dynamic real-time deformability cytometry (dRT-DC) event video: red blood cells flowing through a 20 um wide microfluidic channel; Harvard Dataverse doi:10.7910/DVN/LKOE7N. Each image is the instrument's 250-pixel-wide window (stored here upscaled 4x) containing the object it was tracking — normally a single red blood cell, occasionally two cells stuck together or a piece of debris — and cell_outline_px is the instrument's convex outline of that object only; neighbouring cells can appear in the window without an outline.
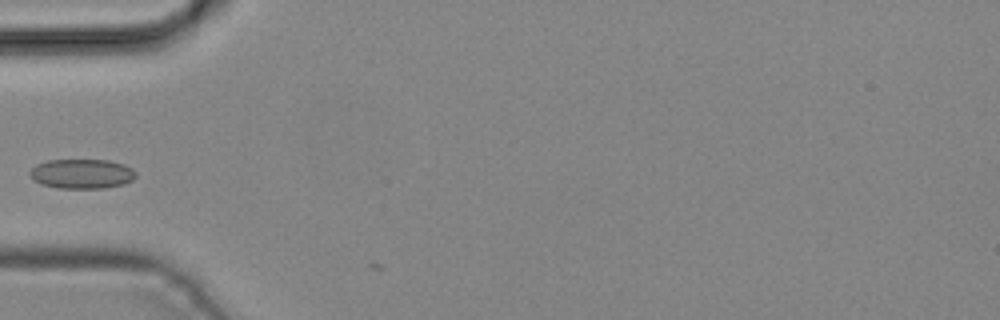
{"species": "common noctule bat (a hibernating species)", "species_latin": "Nyctalus noctula", "temperature_condition": "cold", "stored_images_in_passage": 5, "camera_frame_rate_fps": 3000, "um_per_image_px": 0.085, "animal": {"sex": "male", "body_mass_g": 19.2, "forearm_length_mm": 51.8}, "frame": {"image": 1, "passage_image": 4, "time_ms": 1.0, "image_size_px": [1000, 320], "cell_outline_px": [[136, 176], [132, 180], [124, 184], [104, 188], [60, 188], [40, 184], [28, 172], [36, 164], [48, 160], [108, 160], [124, 164], [132, 168], [136, 172]], "centroid_in_image_um": [6.98, 14.77], "position_along_channel_um": 78.0, "area_um2": 18.26}}